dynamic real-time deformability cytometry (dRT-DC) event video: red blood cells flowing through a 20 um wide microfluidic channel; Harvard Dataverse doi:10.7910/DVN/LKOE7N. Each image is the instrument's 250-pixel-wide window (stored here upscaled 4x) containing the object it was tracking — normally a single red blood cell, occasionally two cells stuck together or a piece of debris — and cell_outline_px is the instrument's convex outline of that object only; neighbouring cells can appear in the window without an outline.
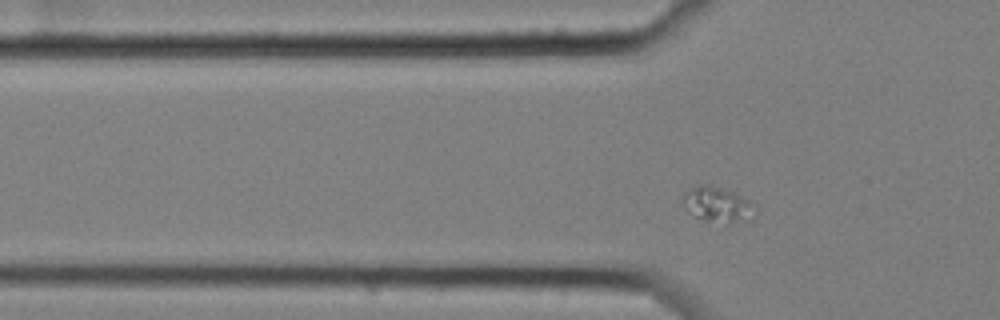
{"species": "common noctule bat (a hibernating species)", "species_latin": "Nyctalus noctula", "temperature_condition": "cold", "stored_images_in_passage": 3, "segment_of_instrument_passage": [2, 2], "camera_frame_rate_fps": 3000, "um_per_image_px": 0.085, "animal": {"sex": "female", "body_mass_g": 25.1}, "frame": {"image": 1, "passage_image": 3, "time_ms": 0.667, "image_size_px": [1000, 320], "cell_outline_px": [[756, 216], [752, 220], [728, 228], [724, 228], [692, 216], [684, 208], [680, 200], [680, 196], [688, 188], [700, 184], [708, 184], [732, 192], [756, 204]], "centroid_in_image_um": [61.0, 17.5], "position_along_channel_um": 64.8, "area_um2": 16.42}}